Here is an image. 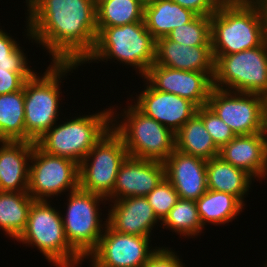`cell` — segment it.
<instances>
[{
    "label": "cell",
    "mask_w": 267,
    "mask_h": 267,
    "mask_svg": "<svg viewBox=\"0 0 267 267\" xmlns=\"http://www.w3.org/2000/svg\"><path fill=\"white\" fill-rule=\"evenodd\" d=\"M26 10V36L51 62L81 64L92 52L98 33L92 0H35Z\"/></svg>",
    "instance_id": "6da1fadb"
},
{
    "label": "cell",
    "mask_w": 267,
    "mask_h": 267,
    "mask_svg": "<svg viewBox=\"0 0 267 267\" xmlns=\"http://www.w3.org/2000/svg\"><path fill=\"white\" fill-rule=\"evenodd\" d=\"M210 19L213 55H229L263 44L261 0L220 4Z\"/></svg>",
    "instance_id": "7a4b0ae2"
},
{
    "label": "cell",
    "mask_w": 267,
    "mask_h": 267,
    "mask_svg": "<svg viewBox=\"0 0 267 267\" xmlns=\"http://www.w3.org/2000/svg\"><path fill=\"white\" fill-rule=\"evenodd\" d=\"M97 30L94 48L80 65L114 59L113 62L117 60L134 67L143 79L156 58V39L147 30L144 20L122 26L97 27Z\"/></svg>",
    "instance_id": "3957f363"
},
{
    "label": "cell",
    "mask_w": 267,
    "mask_h": 267,
    "mask_svg": "<svg viewBox=\"0 0 267 267\" xmlns=\"http://www.w3.org/2000/svg\"><path fill=\"white\" fill-rule=\"evenodd\" d=\"M78 63L51 64L40 76L35 72L24 84L25 141L36 142L59 119L60 88L68 73L76 70ZM38 75V76H37ZM66 75V76H65ZM64 78V79H62ZM61 91V92H60Z\"/></svg>",
    "instance_id": "277c9868"
},
{
    "label": "cell",
    "mask_w": 267,
    "mask_h": 267,
    "mask_svg": "<svg viewBox=\"0 0 267 267\" xmlns=\"http://www.w3.org/2000/svg\"><path fill=\"white\" fill-rule=\"evenodd\" d=\"M125 107L120 114L111 107V128L123 140L128 156L164 162L176 149L175 134L132 102Z\"/></svg>",
    "instance_id": "5b68a950"
},
{
    "label": "cell",
    "mask_w": 267,
    "mask_h": 267,
    "mask_svg": "<svg viewBox=\"0 0 267 267\" xmlns=\"http://www.w3.org/2000/svg\"><path fill=\"white\" fill-rule=\"evenodd\" d=\"M50 200H34L25 230L16 240L37 249L56 267H77L84 259L69 245L60 210Z\"/></svg>",
    "instance_id": "8992f818"
},
{
    "label": "cell",
    "mask_w": 267,
    "mask_h": 267,
    "mask_svg": "<svg viewBox=\"0 0 267 267\" xmlns=\"http://www.w3.org/2000/svg\"><path fill=\"white\" fill-rule=\"evenodd\" d=\"M111 114L112 109L109 107L91 115L70 117L62 124L56 123L35 144L47 154L65 157L80 164L111 129Z\"/></svg>",
    "instance_id": "52a82bcc"
},
{
    "label": "cell",
    "mask_w": 267,
    "mask_h": 267,
    "mask_svg": "<svg viewBox=\"0 0 267 267\" xmlns=\"http://www.w3.org/2000/svg\"><path fill=\"white\" fill-rule=\"evenodd\" d=\"M67 197V210L61 214L65 235L69 245L84 259L97 247L104 233L107 218L102 221V209L98 207L101 203L106 205L107 199L80 188L69 192Z\"/></svg>",
    "instance_id": "ba28073f"
},
{
    "label": "cell",
    "mask_w": 267,
    "mask_h": 267,
    "mask_svg": "<svg viewBox=\"0 0 267 267\" xmlns=\"http://www.w3.org/2000/svg\"><path fill=\"white\" fill-rule=\"evenodd\" d=\"M213 86L267 98V51L264 44L229 55H213Z\"/></svg>",
    "instance_id": "9c48e42d"
},
{
    "label": "cell",
    "mask_w": 267,
    "mask_h": 267,
    "mask_svg": "<svg viewBox=\"0 0 267 267\" xmlns=\"http://www.w3.org/2000/svg\"><path fill=\"white\" fill-rule=\"evenodd\" d=\"M127 156L123 140L111 128L79 164V188L107 198Z\"/></svg>",
    "instance_id": "30bf717a"
},
{
    "label": "cell",
    "mask_w": 267,
    "mask_h": 267,
    "mask_svg": "<svg viewBox=\"0 0 267 267\" xmlns=\"http://www.w3.org/2000/svg\"><path fill=\"white\" fill-rule=\"evenodd\" d=\"M207 106L235 135L265 133L267 98L213 87Z\"/></svg>",
    "instance_id": "8fae6325"
},
{
    "label": "cell",
    "mask_w": 267,
    "mask_h": 267,
    "mask_svg": "<svg viewBox=\"0 0 267 267\" xmlns=\"http://www.w3.org/2000/svg\"><path fill=\"white\" fill-rule=\"evenodd\" d=\"M79 188V164L47 154L35 143L29 164L27 193L34 200H47Z\"/></svg>",
    "instance_id": "7c38bea8"
},
{
    "label": "cell",
    "mask_w": 267,
    "mask_h": 267,
    "mask_svg": "<svg viewBox=\"0 0 267 267\" xmlns=\"http://www.w3.org/2000/svg\"><path fill=\"white\" fill-rule=\"evenodd\" d=\"M150 237L123 234L105 227L97 247L86 257L90 267H142L158 248Z\"/></svg>",
    "instance_id": "4fadbf2b"
},
{
    "label": "cell",
    "mask_w": 267,
    "mask_h": 267,
    "mask_svg": "<svg viewBox=\"0 0 267 267\" xmlns=\"http://www.w3.org/2000/svg\"><path fill=\"white\" fill-rule=\"evenodd\" d=\"M154 89L186 98L197 107L207 105L213 79L206 73L152 64L143 77Z\"/></svg>",
    "instance_id": "5bb4252c"
},
{
    "label": "cell",
    "mask_w": 267,
    "mask_h": 267,
    "mask_svg": "<svg viewBox=\"0 0 267 267\" xmlns=\"http://www.w3.org/2000/svg\"><path fill=\"white\" fill-rule=\"evenodd\" d=\"M143 82L145 90L131 100L134 106L176 134L198 107L186 98L154 89L145 79Z\"/></svg>",
    "instance_id": "9a60e30c"
},
{
    "label": "cell",
    "mask_w": 267,
    "mask_h": 267,
    "mask_svg": "<svg viewBox=\"0 0 267 267\" xmlns=\"http://www.w3.org/2000/svg\"><path fill=\"white\" fill-rule=\"evenodd\" d=\"M165 178L164 162L127 156L120 165L113 192L107 201L146 196Z\"/></svg>",
    "instance_id": "2e32d148"
},
{
    "label": "cell",
    "mask_w": 267,
    "mask_h": 267,
    "mask_svg": "<svg viewBox=\"0 0 267 267\" xmlns=\"http://www.w3.org/2000/svg\"><path fill=\"white\" fill-rule=\"evenodd\" d=\"M108 202L107 224L119 233L151 237L154 226L161 222L144 196Z\"/></svg>",
    "instance_id": "e0dca14e"
},
{
    "label": "cell",
    "mask_w": 267,
    "mask_h": 267,
    "mask_svg": "<svg viewBox=\"0 0 267 267\" xmlns=\"http://www.w3.org/2000/svg\"><path fill=\"white\" fill-rule=\"evenodd\" d=\"M206 160L175 151L164 161L165 178L177 191L180 199H199L208 189Z\"/></svg>",
    "instance_id": "ac0fdd59"
},
{
    "label": "cell",
    "mask_w": 267,
    "mask_h": 267,
    "mask_svg": "<svg viewBox=\"0 0 267 267\" xmlns=\"http://www.w3.org/2000/svg\"><path fill=\"white\" fill-rule=\"evenodd\" d=\"M155 64L176 70L215 73V59L211 46H186L170 40L167 36L156 40Z\"/></svg>",
    "instance_id": "d6986e66"
},
{
    "label": "cell",
    "mask_w": 267,
    "mask_h": 267,
    "mask_svg": "<svg viewBox=\"0 0 267 267\" xmlns=\"http://www.w3.org/2000/svg\"><path fill=\"white\" fill-rule=\"evenodd\" d=\"M219 156L233 166L245 170L254 179L257 178V181L267 177L266 133L236 135L219 150Z\"/></svg>",
    "instance_id": "ffe728a7"
},
{
    "label": "cell",
    "mask_w": 267,
    "mask_h": 267,
    "mask_svg": "<svg viewBox=\"0 0 267 267\" xmlns=\"http://www.w3.org/2000/svg\"><path fill=\"white\" fill-rule=\"evenodd\" d=\"M0 191L27 192L34 142L0 141Z\"/></svg>",
    "instance_id": "44dd1931"
},
{
    "label": "cell",
    "mask_w": 267,
    "mask_h": 267,
    "mask_svg": "<svg viewBox=\"0 0 267 267\" xmlns=\"http://www.w3.org/2000/svg\"><path fill=\"white\" fill-rule=\"evenodd\" d=\"M254 178L245 170L224 161L220 156L206 162L207 189L225 192L235 196L243 205L244 198L250 192Z\"/></svg>",
    "instance_id": "7402d4cb"
},
{
    "label": "cell",
    "mask_w": 267,
    "mask_h": 267,
    "mask_svg": "<svg viewBox=\"0 0 267 267\" xmlns=\"http://www.w3.org/2000/svg\"><path fill=\"white\" fill-rule=\"evenodd\" d=\"M196 16L193 11L171 0H155L144 6L143 20L147 30L157 40Z\"/></svg>",
    "instance_id": "603a6c76"
},
{
    "label": "cell",
    "mask_w": 267,
    "mask_h": 267,
    "mask_svg": "<svg viewBox=\"0 0 267 267\" xmlns=\"http://www.w3.org/2000/svg\"><path fill=\"white\" fill-rule=\"evenodd\" d=\"M196 204L204 228L209 223L221 226L232 222L245 207L235 196L212 190H207Z\"/></svg>",
    "instance_id": "cb8c5ba5"
},
{
    "label": "cell",
    "mask_w": 267,
    "mask_h": 267,
    "mask_svg": "<svg viewBox=\"0 0 267 267\" xmlns=\"http://www.w3.org/2000/svg\"><path fill=\"white\" fill-rule=\"evenodd\" d=\"M176 150L203 160L219 156L202 119L195 113L175 134Z\"/></svg>",
    "instance_id": "d4e9b609"
},
{
    "label": "cell",
    "mask_w": 267,
    "mask_h": 267,
    "mask_svg": "<svg viewBox=\"0 0 267 267\" xmlns=\"http://www.w3.org/2000/svg\"><path fill=\"white\" fill-rule=\"evenodd\" d=\"M34 199L27 192L0 191V229L17 240L25 230Z\"/></svg>",
    "instance_id": "484cf974"
},
{
    "label": "cell",
    "mask_w": 267,
    "mask_h": 267,
    "mask_svg": "<svg viewBox=\"0 0 267 267\" xmlns=\"http://www.w3.org/2000/svg\"><path fill=\"white\" fill-rule=\"evenodd\" d=\"M0 141H25L24 87L0 95Z\"/></svg>",
    "instance_id": "4316f807"
},
{
    "label": "cell",
    "mask_w": 267,
    "mask_h": 267,
    "mask_svg": "<svg viewBox=\"0 0 267 267\" xmlns=\"http://www.w3.org/2000/svg\"><path fill=\"white\" fill-rule=\"evenodd\" d=\"M97 27L122 26L143 21L139 0H103L96 5Z\"/></svg>",
    "instance_id": "83f0119b"
},
{
    "label": "cell",
    "mask_w": 267,
    "mask_h": 267,
    "mask_svg": "<svg viewBox=\"0 0 267 267\" xmlns=\"http://www.w3.org/2000/svg\"><path fill=\"white\" fill-rule=\"evenodd\" d=\"M160 224L163 229H171L177 235L185 236L184 238H196L199 234L204 233L197 204L193 200L179 198Z\"/></svg>",
    "instance_id": "f1b7e54d"
},
{
    "label": "cell",
    "mask_w": 267,
    "mask_h": 267,
    "mask_svg": "<svg viewBox=\"0 0 267 267\" xmlns=\"http://www.w3.org/2000/svg\"><path fill=\"white\" fill-rule=\"evenodd\" d=\"M210 16L197 15L189 23L173 29L167 37L186 46H211Z\"/></svg>",
    "instance_id": "f546056e"
},
{
    "label": "cell",
    "mask_w": 267,
    "mask_h": 267,
    "mask_svg": "<svg viewBox=\"0 0 267 267\" xmlns=\"http://www.w3.org/2000/svg\"><path fill=\"white\" fill-rule=\"evenodd\" d=\"M22 48L16 39L0 28V67H11V72L15 73H35L28 66L29 59Z\"/></svg>",
    "instance_id": "4dcf8cb0"
},
{
    "label": "cell",
    "mask_w": 267,
    "mask_h": 267,
    "mask_svg": "<svg viewBox=\"0 0 267 267\" xmlns=\"http://www.w3.org/2000/svg\"><path fill=\"white\" fill-rule=\"evenodd\" d=\"M152 206L154 214L162 221L179 200V195L172 184L164 178L145 196Z\"/></svg>",
    "instance_id": "1f68e13d"
},
{
    "label": "cell",
    "mask_w": 267,
    "mask_h": 267,
    "mask_svg": "<svg viewBox=\"0 0 267 267\" xmlns=\"http://www.w3.org/2000/svg\"><path fill=\"white\" fill-rule=\"evenodd\" d=\"M196 114L202 119L207 132L219 150L236 136L207 105L198 107Z\"/></svg>",
    "instance_id": "d6a6232c"
},
{
    "label": "cell",
    "mask_w": 267,
    "mask_h": 267,
    "mask_svg": "<svg viewBox=\"0 0 267 267\" xmlns=\"http://www.w3.org/2000/svg\"><path fill=\"white\" fill-rule=\"evenodd\" d=\"M34 73L11 72V67H0V95L22 90L27 79Z\"/></svg>",
    "instance_id": "836d02e7"
},
{
    "label": "cell",
    "mask_w": 267,
    "mask_h": 267,
    "mask_svg": "<svg viewBox=\"0 0 267 267\" xmlns=\"http://www.w3.org/2000/svg\"><path fill=\"white\" fill-rule=\"evenodd\" d=\"M169 247H158L142 267H185L177 252Z\"/></svg>",
    "instance_id": "e575fe53"
},
{
    "label": "cell",
    "mask_w": 267,
    "mask_h": 267,
    "mask_svg": "<svg viewBox=\"0 0 267 267\" xmlns=\"http://www.w3.org/2000/svg\"><path fill=\"white\" fill-rule=\"evenodd\" d=\"M196 15L211 16L220 5L216 0H171Z\"/></svg>",
    "instance_id": "d590c367"
},
{
    "label": "cell",
    "mask_w": 267,
    "mask_h": 267,
    "mask_svg": "<svg viewBox=\"0 0 267 267\" xmlns=\"http://www.w3.org/2000/svg\"><path fill=\"white\" fill-rule=\"evenodd\" d=\"M262 23H263V44L267 51V0H261Z\"/></svg>",
    "instance_id": "8d00e7d4"
},
{
    "label": "cell",
    "mask_w": 267,
    "mask_h": 267,
    "mask_svg": "<svg viewBox=\"0 0 267 267\" xmlns=\"http://www.w3.org/2000/svg\"><path fill=\"white\" fill-rule=\"evenodd\" d=\"M219 4L242 3L248 0H216Z\"/></svg>",
    "instance_id": "74e56055"
},
{
    "label": "cell",
    "mask_w": 267,
    "mask_h": 267,
    "mask_svg": "<svg viewBox=\"0 0 267 267\" xmlns=\"http://www.w3.org/2000/svg\"><path fill=\"white\" fill-rule=\"evenodd\" d=\"M144 6L152 3L155 0H139Z\"/></svg>",
    "instance_id": "f35d334b"
},
{
    "label": "cell",
    "mask_w": 267,
    "mask_h": 267,
    "mask_svg": "<svg viewBox=\"0 0 267 267\" xmlns=\"http://www.w3.org/2000/svg\"><path fill=\"white\" fill-rule=\"evenodd\" d=\"M27 8L35 1V0H25Z\"/></svg>",
    "instance_id": "ab89813d"
},
{
    "label": "cell",
    "mask_w": 267,
    "mask_h": 267,
    "mask_svg": "<svg viewBox=\"0 0 267 267\" xmlns=\"http://www.w3.org/2000/svg\"><path fill=\"white\" fill-rule=\"evenodd\" d=\"M101 1H103V0H92V2H93L95 5L99 4Z\"/></svg>",
    "instance_id": "60d3db41"
},
{
    "label": "cell",
    "mask_w": 267,
    "mask_h": 267,
    "mask_svg": "<svg viewBox=\"0 0 267 267\" xmlns=\"http://www.w3.org/2000/svg\"><path fill=\"white\" fill-rule=\"evenodd\" d=\"M265 133H266V137H267V120H266Z\"/></svg>",
    "instance_id": "b9f144b4"
}]
</instances>
